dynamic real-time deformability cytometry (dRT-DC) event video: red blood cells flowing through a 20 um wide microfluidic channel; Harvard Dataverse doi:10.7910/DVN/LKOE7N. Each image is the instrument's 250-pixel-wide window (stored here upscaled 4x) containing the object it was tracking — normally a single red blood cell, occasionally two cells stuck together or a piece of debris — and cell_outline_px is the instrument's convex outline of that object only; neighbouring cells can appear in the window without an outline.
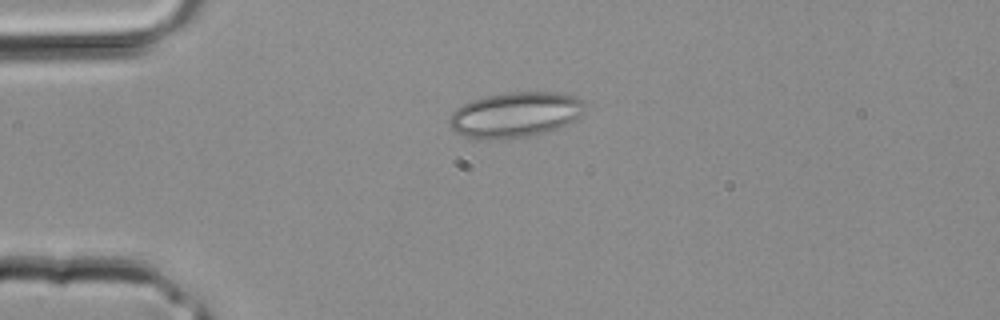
{"species": "common noctule bat (a hibernating species)", "species_latin": "Nyctalus noctula", "temperature_condition": "room temperature", "stored_images_in_passage": 2, "camera_frame_rate_fps": 3000, "um_per_image_px": 0.085, "animal": {"sex": "male", "body_mass_g": 20.4}, "frame": {"image": 1, "passage_image": 2, "time_ms": 0.333, "image_size_px": [1000, 320], "cell_outline_px": [[584, 112], [580, 116], [560, 128], [532, 136], [500, 140], [484, 140], [464, 136], [456, 132], [448, 124], [448, 120], [452, 112], [456, 108], [472, 100], [484, 96], [504, 92], [556, 92], [572, 96], [580, 100], [584, 104]], "centroid_in_image_um": [43.76, 9.77], "position_along_channel_um": 41.2, "area_um2": 36.13}}